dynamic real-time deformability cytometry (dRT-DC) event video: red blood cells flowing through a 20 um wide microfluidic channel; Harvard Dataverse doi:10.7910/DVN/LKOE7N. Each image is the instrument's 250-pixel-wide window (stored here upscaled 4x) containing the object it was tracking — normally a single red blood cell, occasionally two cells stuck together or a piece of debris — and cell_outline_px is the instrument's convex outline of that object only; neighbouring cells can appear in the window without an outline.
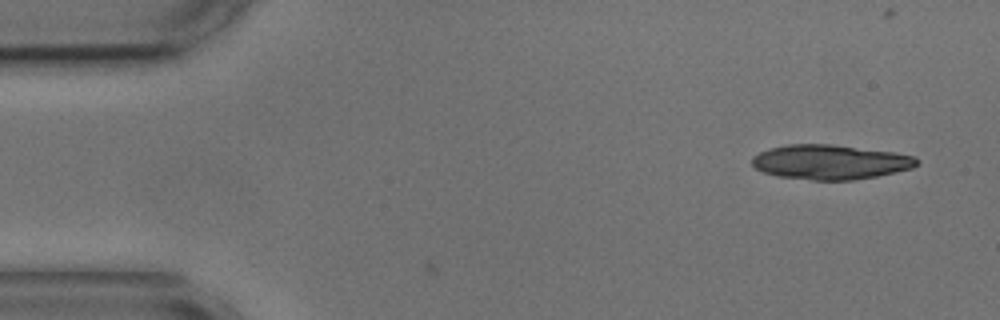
{"species": "common noctule bat (a hibernating species)", "species_latin": "Nyctalus noctula", "temperature_condition": "cold", "stored_images_in_passage": 3, "camera_frame_rate_fps": 3000, "um_per_image_px": 0.085, "animal": {"sex": "male", "body_mass_g": 17.9, "forearm_length_mm": 54.2}, "frame": {"image": 1, "passage_image": 1, "time_ms": 0.0, "image_size_px": [1000, 320], "cell_outline_px": [[920, 164], [912, 168], [876, 176], [852, 180], [812, 180], [780, 176], [764, 172], [756, 168], [752, 164], [752, 156], [760, 152], [772, 148], [788, 144], [828, 144], [892, 152], [916, 156], [920, 160]], "centroid_in_image_um": [70.6, 13.77], "position_along_channel_um": 14.4, "area_um2": 33.0}}